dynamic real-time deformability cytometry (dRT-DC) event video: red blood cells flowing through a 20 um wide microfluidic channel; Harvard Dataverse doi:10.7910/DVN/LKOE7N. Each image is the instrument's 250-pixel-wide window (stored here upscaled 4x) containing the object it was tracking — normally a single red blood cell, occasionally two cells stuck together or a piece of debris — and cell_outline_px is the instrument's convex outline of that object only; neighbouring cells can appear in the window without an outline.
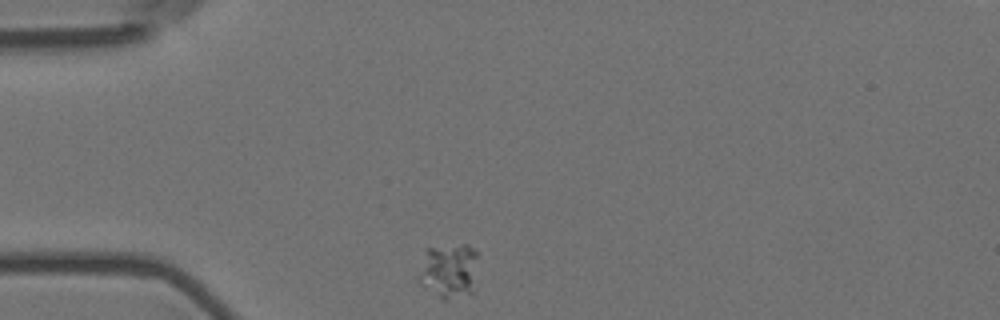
{"species": "Egyptian fruit bat (a non-hibernating species)", "species_latin": "Rousettus aegyptiacus", "temperature_condition": "room temperature", "stored_images_in_passage": 5, "camera_frame_rate_fps": 3000, "um_per_image_px": 0.085, "animal": {"sex": "female"}, "frame": {"image": 1, "passage_image": 1, "time_ms": 0.0, "image_size_px": [1000, 320], "cell_outline_px": [[476, 292], [444, 300], [440, 300], [420, 284], [420, 272], [428, 248], [464, 244], [468, 244], [476, 252]], "centroid_in_image_um": [38.22, 23.06], "position_along_channel_um": 46.8, "area_um2": 18.9}}
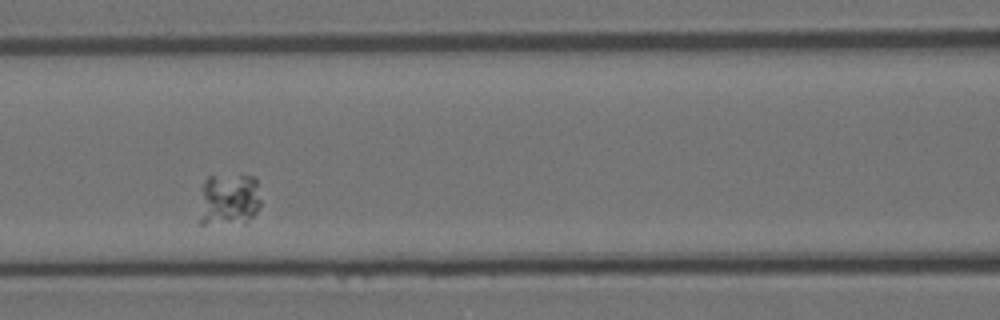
{"frame": {"image": 2, "passage_image": 4, "time_ms": 1.0, "image_size_px": [1000, 320], "cell_outline_px": [[260, 208], [244, 224], [200, 224], [200, 188], [204, 180], [208, 176], [256, 176], [260, 200]], "centroid_in_image_um": [19.44, 16.97], "position_along_channel_um": 147.2, "area_um2": 19.25}}
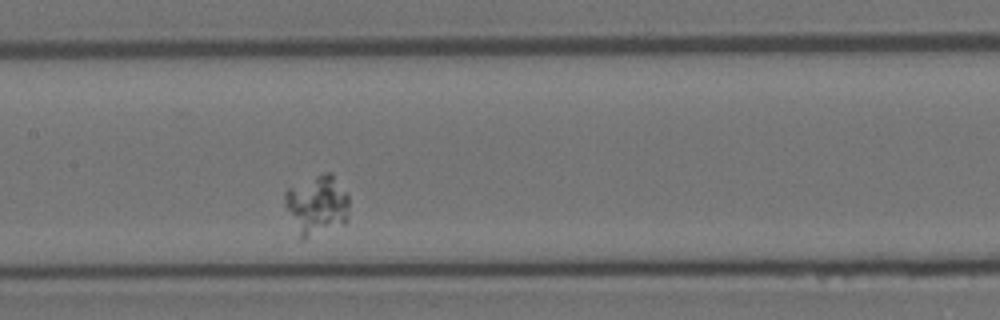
{"frame": {"image": 3, "passage_image": 5, "time_ms": 1.333, "image_size_px": [1000, 320], "cell_outline_px": [[348, 216], [344, 224], [304, 240], [300, 240], [284, 204], [284, 192], [288, 188], [324, 172], [332, 172], [348, 196]], "centroid_in_image_um": [26.92, 17.45], "position_along_channel_um": 180.5, "area_um2": 22.48}}